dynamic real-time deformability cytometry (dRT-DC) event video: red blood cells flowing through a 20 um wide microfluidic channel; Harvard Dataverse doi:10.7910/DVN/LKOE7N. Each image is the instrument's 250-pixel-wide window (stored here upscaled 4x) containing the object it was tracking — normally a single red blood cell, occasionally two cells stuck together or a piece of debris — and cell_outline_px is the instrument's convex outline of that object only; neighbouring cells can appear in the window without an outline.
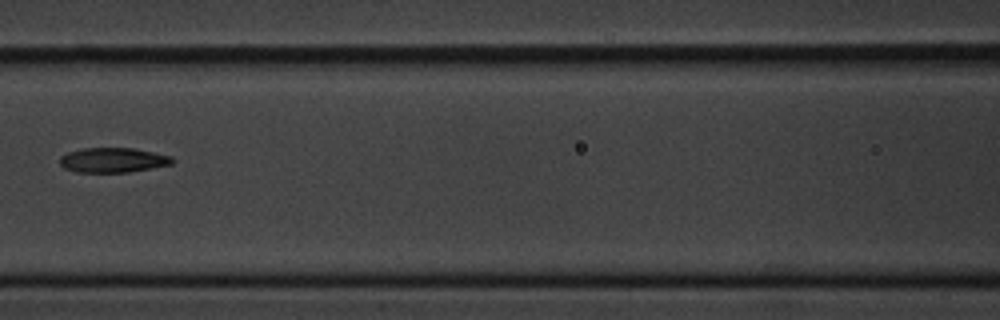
{"species": "common noctule bat (a hibernating species)", "species_latin": "Nyctalus noctula", "temperature_condition": "cold", "stored_images_in_passage": 7, "camera_frame_rate_fps": 3000, "um_per_image_px": 0.085, "animal": {"sex": "male", "body_mass_g": 20.1, "forearm_length_mm": 53.5}, "frame": {"image": 1, "passage_image": 7, "time_ms": 7.0, "image_size_px": [1000, 320], "cell_outline_px": [[176, 160], [172, 164], [128, 172], [76, 172], [64, 168], [60, 164], [60, 156], [68, 152], [84, 148], [132, 148], [172, 156]], "centroid_in_image_um": [9.6, 13.61], "position_along_channel_um": 157.0, "area_um2": 16.18}}